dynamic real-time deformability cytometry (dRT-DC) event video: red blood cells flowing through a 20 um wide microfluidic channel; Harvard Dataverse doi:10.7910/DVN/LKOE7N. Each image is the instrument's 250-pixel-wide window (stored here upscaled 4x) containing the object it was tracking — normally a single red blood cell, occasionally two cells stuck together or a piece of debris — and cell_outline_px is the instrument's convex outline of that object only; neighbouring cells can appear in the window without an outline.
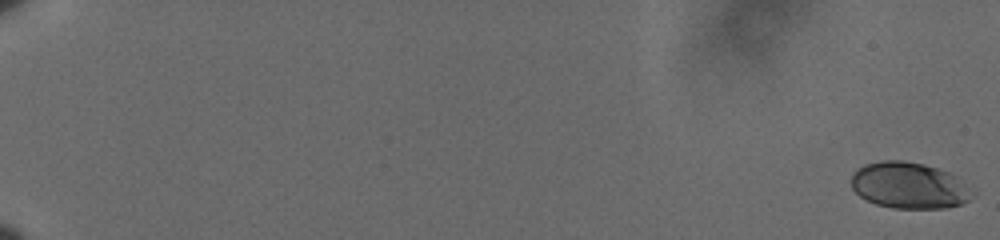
{"species": "human", "species_latin": "Homo sapiens", "temperature_condition": "cold", "stored_images_in_passage": 62, "camera_frame_rate_fps": 3000, "um_per_image_px": 0.085, "donor": {"sex": "male"}, "frame": {"image": 1, "passage_image": 1, "time_ms": 0.0, "image_size_px": [1000, 240], "cell_outline_px": [[976, 196], [960, 204], [948, 208], [892, 208], [876, 204], [860, 196], [852, 188], [852, 172], [856, 168], [864, 164], [880, 160], [904, 160], [924, 164], [948, 172], [956, 176], [976, 188]], "centroid_in_image_um": [77.33, 15.76], "position_along_channel_um": 7.7, "area_um2": 33.29}}
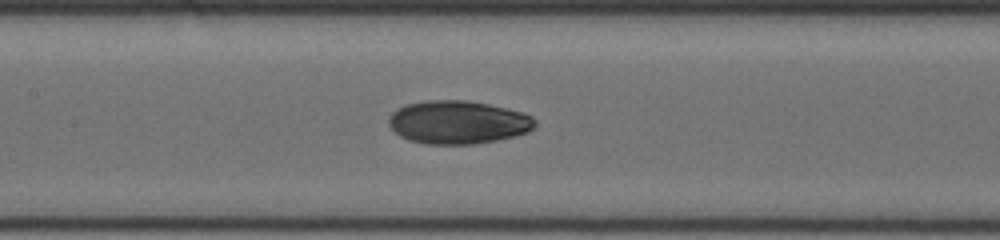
{"frame": {"image": 2, "passage_image": 34, "time_ms": 11.0, "image_size_px": [1000, 240], "cell_outline_px": [[536, 128], [528, 132], [516, 136], [496, 140], [472, 144], [424, 144], [408, 140], [400, 136], [388, 124], [388, 116], [396, 108], [404, 104], [428, 100], [468, 100], [488, 104], [520, 112], [532, 116], [536, 120]], "centroid_in_image_um": [38.91, 10.39], "position_along_channel_um": 168.5, "area_um2": 37.11}}
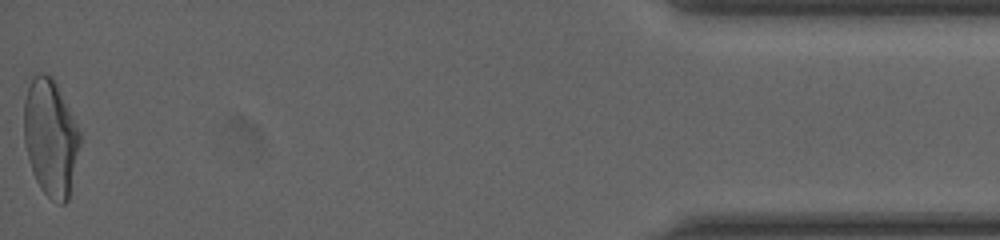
{"frame": {"image": 3, "passage_image": 62, "time_ms": 20.333, "image_size_px": [1000, 240], "cell_outline_px": [[80, 144], [68, 200], [64, 204], [60, 204], [52, 200], [40, 188], [32, 172], [24, 144], [24, 100], [32, 76], [36, 72], [40, 72], [52, 76], [56, 80], [80, 132]], "centroid_in_image_um": [4.28, 11.66], "position_along_channel_um": 430.9, "area_um2": 38.32}, "authors_computed_cell_mechanics": {"area_um2": 35.3447, "velocity_mm_per_s": 3.6123, "shape_relaxation_time_tau1_ms": 5.2998, "shape_relaxation_time_tau2_ms": 1.9282, "deformation_change_tau1": 0.1638, "deformation_change_tau2": 0.0583}}